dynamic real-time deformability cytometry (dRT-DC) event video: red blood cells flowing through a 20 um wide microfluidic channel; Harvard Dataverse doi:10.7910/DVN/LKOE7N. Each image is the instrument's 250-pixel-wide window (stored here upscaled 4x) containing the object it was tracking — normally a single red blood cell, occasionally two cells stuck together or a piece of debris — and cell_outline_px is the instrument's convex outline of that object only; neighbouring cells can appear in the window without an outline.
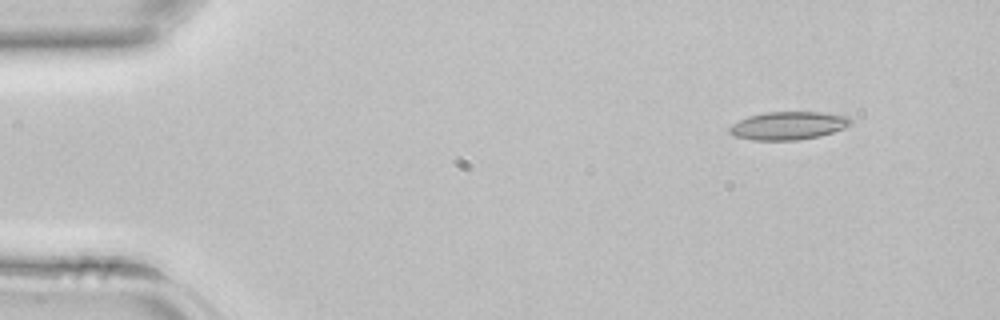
{"species": "common noctule bat (a hibernating species)", "species_latin": "Nyctalus noctula", "temperature_condition": "room temperature", "stored_images_in_passage": 13, "camera_frame_rate_fps": 3000, "um_per_image_px": 0.085, "animal": {"sex": "female", "body_mass_g": 22.7, "forearm_length_mm": 54.2}, "frame": {"image": 1, "passage_image": 1, "time_ms": 0.0, "image_size_px": [1000, 320], "cell_outline_px": [[852, 124], [844, 128], [820, 136], [796, 140], [752, 140], [736, 136], [728, 132], [728, 128], [732, 124], [748, 116], [764, 112], [824, 112], [848, 116], [852, 120]], "centroid_in_image_um": [67.01, 10.67], "position_along_channel_um": 18.0, "area_um2": 19.88}}
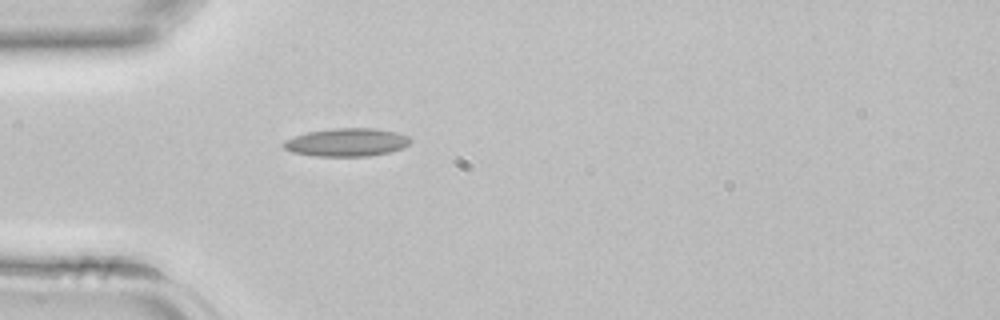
{"frame": {"image": 2, "passage_image": 9, "time_ms": 2.667, "image_size_px": [1000, 320], "cell_outline_px": [[412, 140], [404, 148], [388, 152], [368, 156], [316, 156], [292, 152], [284, 148], [280, 144], [284, 140], [308, 132], [332, 128], [376, 128], [396, 132], [408, 136]], "centroid_in_image_um": [29.47, 12.09], "position_along_channel_um": 55.5, "area_um2": 20.81}}